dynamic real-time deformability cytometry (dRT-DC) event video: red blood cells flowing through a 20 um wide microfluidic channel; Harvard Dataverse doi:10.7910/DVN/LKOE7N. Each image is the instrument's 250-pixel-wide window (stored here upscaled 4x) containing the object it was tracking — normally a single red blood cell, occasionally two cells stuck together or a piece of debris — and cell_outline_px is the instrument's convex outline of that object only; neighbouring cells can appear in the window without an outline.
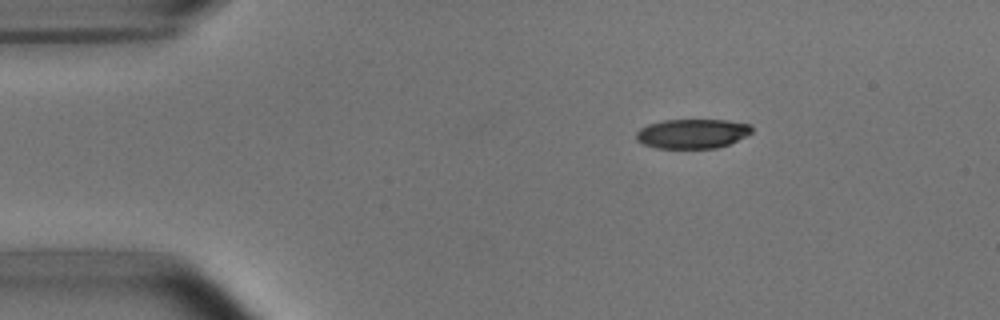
{"species": "common noctule bat (a hibernating species)", "species_latin": "Nyctalus noctula", "temperature_condition": "room temperature", "stored_images_in_passage": 41, "camera_frame_rate_fps": 3000, "um_per_image_px": 0.085, "animal": {"sex": "male", "body_mass_g": 15.6}, "frame": {"image": 1, "passage_image": 1, "time_ms": 0.0, "image_size_px": [1000, 320], "cell_outline_px": [[752, 132], [728, 144], [716, 148], [656, 148], [644, 144], [636, 140], [636, 132], [640, 128], [648, 124], [664, 120], [728, 120], [748, 124], [752, 128]], "centroid_in_image_um": [58.81, 11.36], "position_along_channel_um": 26.2, "area_um2": 19.71}}
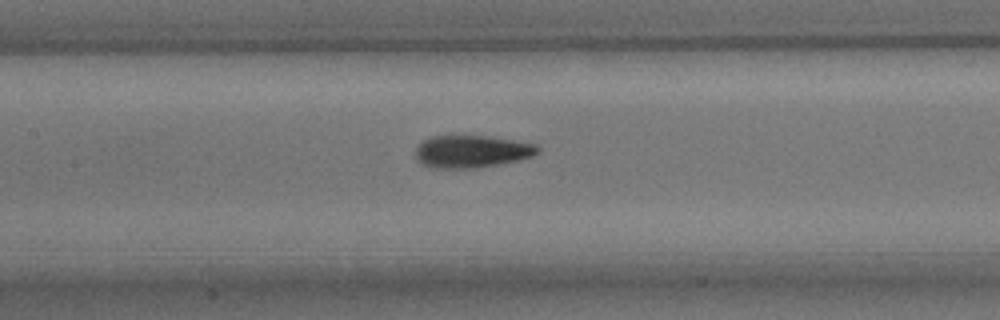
{"frame": {"image": 2, "passage_image": 17, "time_ms": 5.333, "image_size_px": [1000, 320], "cell_outline_px": [[540, 152], [532, 156], [516, 160], [476, 168], [428, 168], [420, 164], [416, 160], [416, 148], [424, 140], [432, 136], [492, 136], [536, 144], [540, 148]], "centroid_in_image_um": [40.07, 12.88], "position_along_channel_um": 167.3, "area_um2": 23.12}}
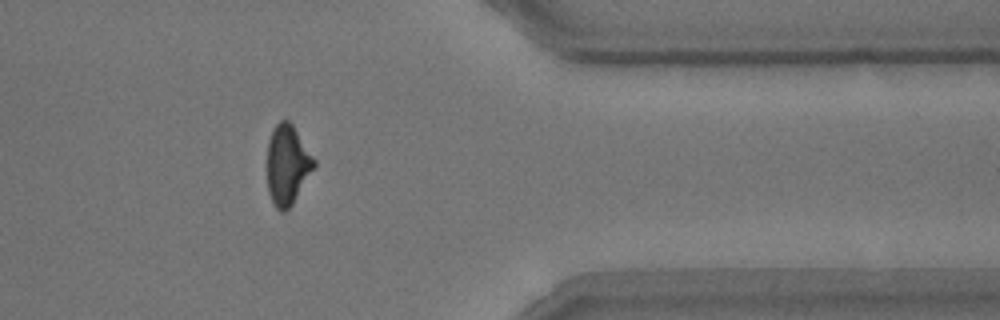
{"frame": {"image": 3, "passage_image": 36, "time_ms": 11.667, "image_size_px": [1000, 320], "cell_outline_px": [[316, 164], [292, 204], [284, 212], [280, 212], [272, 204], [268, 192], [268, 140], [272, 128], [280, 120], [288, 120], [292, 124], [316, 160]], "centroid_in_image_um": [24.41, 14.0], "position_along_channel_um": 387.0, "area_um2": 21.68}, "authors_computed_cell_mechanics": {"area_um2": 22.7154, "velocity_mm_per_s": 3.7482, "shape_relaxation_time_tau1_ms": 3.7098, "shape_relaxation_time_tau2_ms": 1.3974, "deformation_change_tau1": 0.165, "deformation_change_tau2": 0.0716}}